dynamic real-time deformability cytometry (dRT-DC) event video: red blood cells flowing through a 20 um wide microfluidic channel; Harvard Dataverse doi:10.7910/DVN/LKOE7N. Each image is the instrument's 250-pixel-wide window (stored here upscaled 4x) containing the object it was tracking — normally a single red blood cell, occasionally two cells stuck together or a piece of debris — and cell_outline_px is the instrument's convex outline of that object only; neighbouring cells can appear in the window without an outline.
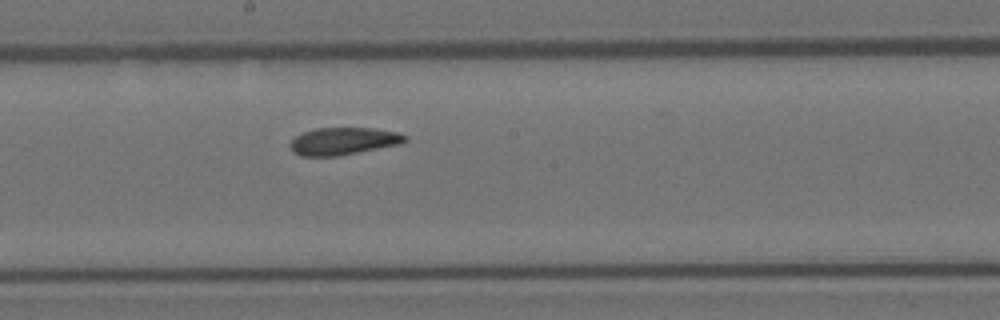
{"species": "Egyptian fruit bat (a non-hibernating species)", "species_latin": "Rousettus aegyptiacus", "temperature_condition": "room temperature", "stored_images_in_passage": 7, "segment_of_instrument_passage": [1, 2], "camera_frame_rate_fps": 3000, "um_per_image_px": 0.085, "animal": {"sex": "female"}, "frame": {"image": 1, "passage_image": 6, "time_ms": 1.667, "image_size_px": [1000, 320], "cell_outline_px": [[408, 140], [400, 144], [336, 156], [300, 156], [292, 152], [288, 144], [296, 136], [304, 132], [316, 128], [372, 128], [396, 132], [408, 136]], "centroid_in_image_um": [29.16, 12.0], "position_along_channel_um": 219.0, "area_um2": 18.26}}